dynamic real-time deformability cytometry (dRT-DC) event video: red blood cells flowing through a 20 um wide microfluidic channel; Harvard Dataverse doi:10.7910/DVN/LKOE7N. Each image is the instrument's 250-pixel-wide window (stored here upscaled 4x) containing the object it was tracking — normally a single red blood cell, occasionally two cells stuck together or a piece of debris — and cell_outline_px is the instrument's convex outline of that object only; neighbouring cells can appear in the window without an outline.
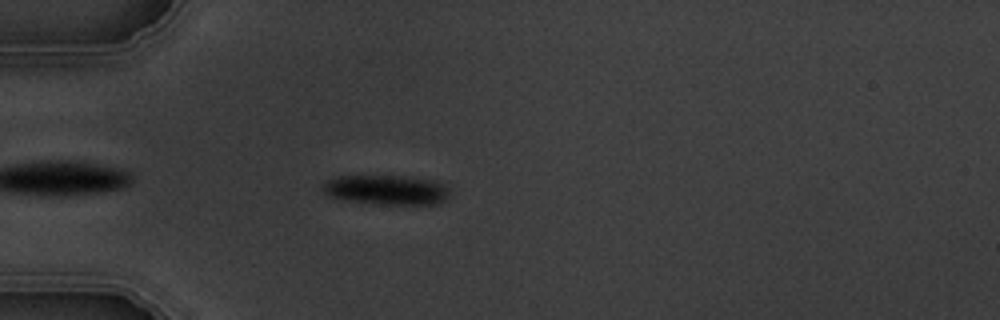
{"species": "common noctule bat (a hibernating species)", "species_latin": "Nyctalus noctula", "temperature_condition": "warm", "stored_images_in_passage": 4, "camera_frame_rate_fps": 3000, "um_per_image_px": 0.085, "animal": {"sex": "male", "body_mass_g": 19.5, "forearm_length_mm": 54.6}, "frame": {"image": 1, "passage_image": 4, "time_ms": 4.333, "image_size_px": [1000, 320], "cell_outline_px": [[448, 196], [444, 200], [436, 204], [376, 204], [348, 200], [328, 196], [324, 192], [324, 184], [328, 180], [336, 176], [404, 176], [436, 180], [448, 188]], "centroid_in_image_um": [32.86, 16.13], "position_along_channel_um": 52.1, "area_um2": 21.79}}